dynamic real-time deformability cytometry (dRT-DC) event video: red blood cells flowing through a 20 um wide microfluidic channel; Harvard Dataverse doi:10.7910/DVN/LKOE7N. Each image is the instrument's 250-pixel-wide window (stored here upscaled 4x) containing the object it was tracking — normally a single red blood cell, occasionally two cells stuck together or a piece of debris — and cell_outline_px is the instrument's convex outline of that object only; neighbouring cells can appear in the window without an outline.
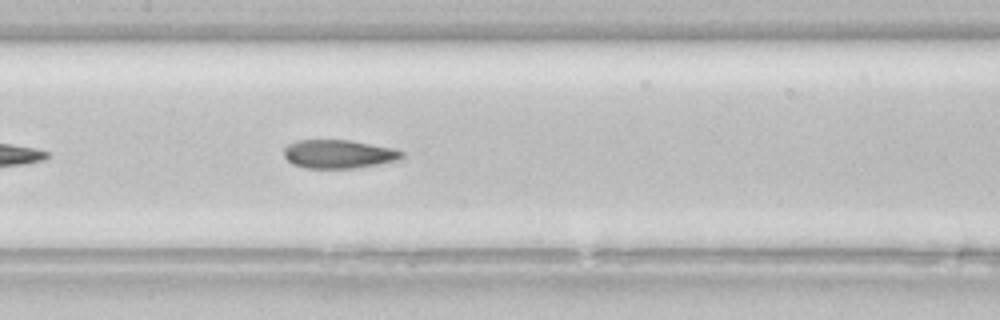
{"species": "common noctule bat (a hibernating species)", "species_latin": "Nyctalus noctula", "temperature_condition": "room temperature", "stored_images_in_passage": 26, "camera_frame_rate_fps": 3000, "um_per_image_px": 0.085, "animal": {"sex": "female", "body_mass_g": 22.7, "forearm_length_mm": 54.2}, "frame": {"image": 1, "passage_image": 12, "time_ms": 3.667, "image_size_px": [1000, 320], "cell_outline_px": [[404, 156], [400, 160], [352, 168], [304, 168], [292, 164], [284, 156], [284, 148], [288, 144], [296, 140], [348, 140], [392, 148], [404, 152]], "centroid_in_image_um": [28.76, 13.09], "position_along_channel_um": 178.6, "area_um2": 19.54}}